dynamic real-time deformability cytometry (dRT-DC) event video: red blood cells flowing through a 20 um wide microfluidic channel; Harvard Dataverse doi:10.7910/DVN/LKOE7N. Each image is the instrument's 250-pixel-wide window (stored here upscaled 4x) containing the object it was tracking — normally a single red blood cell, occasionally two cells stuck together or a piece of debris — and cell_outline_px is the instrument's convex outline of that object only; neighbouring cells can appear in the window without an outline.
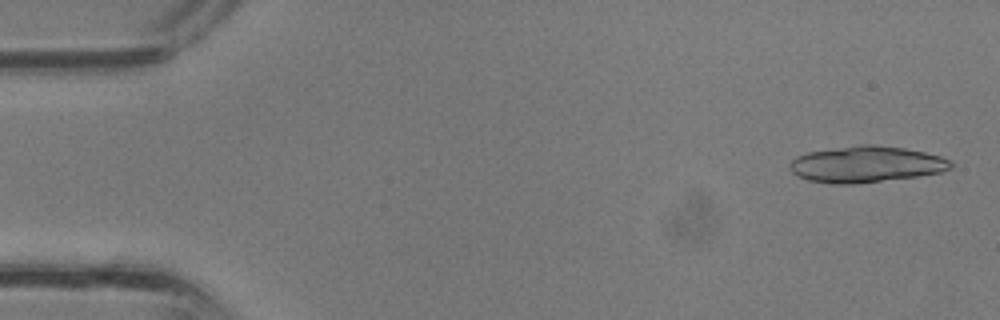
{"species": "common noctule bat (a hibernating species)", "species_latin": "Nyctalus noctula", "temperature_condition": "room temperature", "stored_images_in_passage": 4, "camera_frame_rate_fps": 3000, "um_per_image_px": 0.085, "animal": {"sex": "male", "body_mass_g": 13.3}, "frame": {"image": 1, "passage_image": 1, "time_ms": 0.0, "image_size_px": [1000, 320], "cell_outline_px": [[952, 168], [944, 172], [916, 176], [852, 184], [828, 184], [808, 180], [792, 172], [788, 168], [788, 164], [796, 156], [808, 152], [860, 144], [872, 144], [904, 148], [924, 152], [940, 156], [952, 160]], "centroid_in_image_um": [73.62, 13.96], "position_along_channel_um": 11.4, "area_um2": 34.1}}